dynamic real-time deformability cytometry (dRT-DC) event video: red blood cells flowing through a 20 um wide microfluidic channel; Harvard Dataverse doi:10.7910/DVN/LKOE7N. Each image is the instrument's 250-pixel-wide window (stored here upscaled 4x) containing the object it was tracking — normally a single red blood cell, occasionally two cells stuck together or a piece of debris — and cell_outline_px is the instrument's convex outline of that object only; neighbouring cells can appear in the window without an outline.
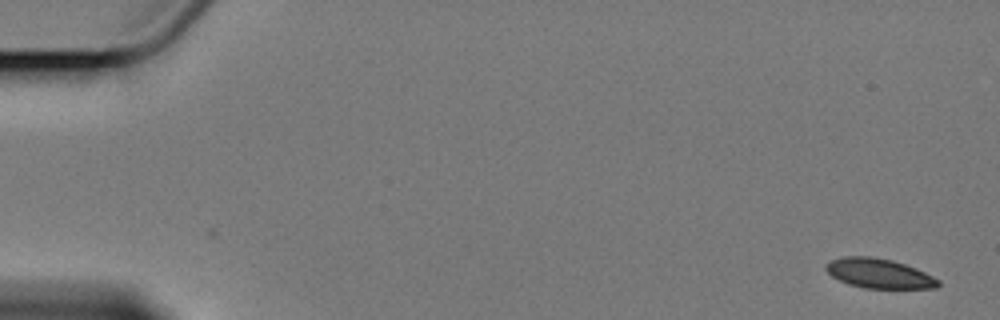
{"species": "Egyptian fruit bat (a non-hibernating species)", "species_latin": "Rousettus aegyptiacus", "temperature_condition": "cold", "stored_images_in_passage": 4, "camera_frame_rate_fps": 3000, "um_per_image_px": 0.085, "animal": {"sex": "female"}, "frame": {"image": 1, "passage_image": 4, "time_ms": 3.333, "image_size_px": [1000, 320], "cell_outline_px": [[940, 284], [936, 288], [864, 288], [848, 284], [832, 276], [824, 268], [832, 260], [844, 256], [872, 256], [892, 260], [916, 268], [940, 280]], "centroid_in_image_um": [74.73, 23.24], "position_along_channel_um": 10.3, "area_um2": 19.25}}